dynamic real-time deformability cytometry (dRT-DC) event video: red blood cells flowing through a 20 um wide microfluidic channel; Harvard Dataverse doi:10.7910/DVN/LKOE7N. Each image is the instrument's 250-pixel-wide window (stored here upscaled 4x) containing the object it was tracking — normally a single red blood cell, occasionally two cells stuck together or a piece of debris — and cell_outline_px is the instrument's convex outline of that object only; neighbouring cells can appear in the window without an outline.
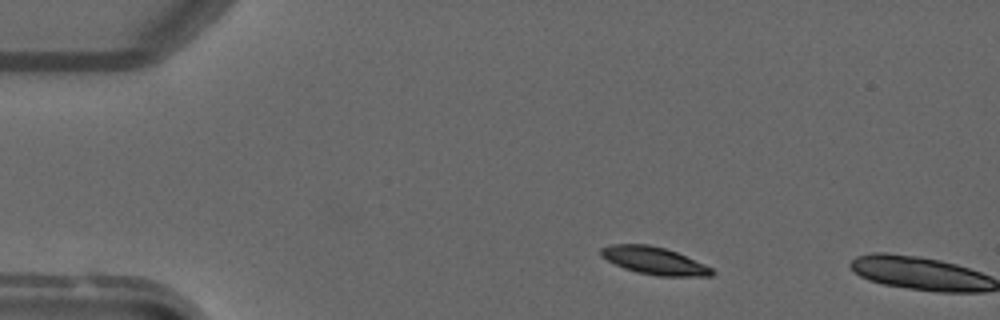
{"species": "common noctule bat (a hibernating species)", "species_latin": "Nyctalus noctula", "temperature_condition": "warm", "stored_images_in_passage": 3, "camera_frame_rate_fps": 3000, "um_per_image_px": 0.085, "animal": {"sex": "male", "forearm_length_mm": 52.5}, "frame": {"image": 1, "passage_image": 2, "time_ms": 1.333, "image_size_px": [1000, 320], "cell_outline_px": [[716, 272], [712, 276], [660, 276], [636, 272], [624, 268], [600, 256], [600, 248], [612, 244], [648, 244], [664, 248], [676, 252], [704, 264], [712, 268]], "centroid_in_image_um": [55.61, 22.16], "position_along_channel_um": 29.4, "area_um2": 17.69}}